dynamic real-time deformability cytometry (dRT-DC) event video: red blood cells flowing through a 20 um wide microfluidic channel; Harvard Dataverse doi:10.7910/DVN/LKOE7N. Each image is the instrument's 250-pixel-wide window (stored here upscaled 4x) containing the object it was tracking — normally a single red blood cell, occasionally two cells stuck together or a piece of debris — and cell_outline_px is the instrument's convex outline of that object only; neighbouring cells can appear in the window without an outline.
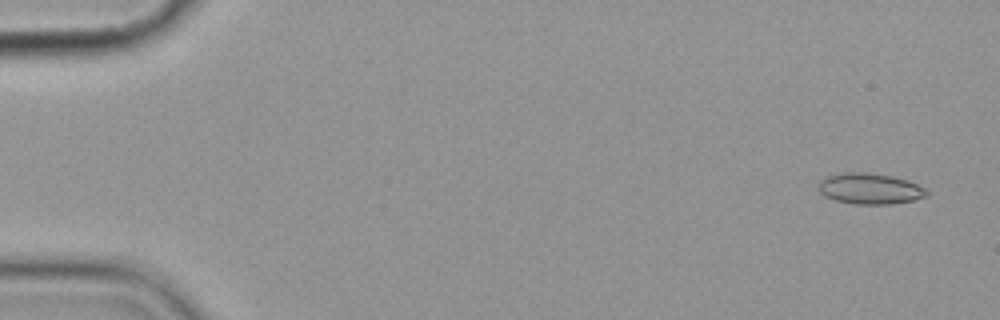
{"species": "common noctule bat (a hibernating species)", "species_latin": "Nyctalus noctula", "temperature_condition": "cold", "stored_images_in_passage": 5, "camera_frame_rate_fps": 3000, "um_per_image_px": 0.085, "animal": {"sex": "female", "body_mass_g": 19.9}, "frame": {"image": 1, "passage_image": 1, "time_ms": 0.0, "image_size_px": [1000, 320], "cell_outline_px": [[928, 196], [912, 200], [888, 204], [856, 204], [836, 200], [824, 196], [820, 192], [816, 184], [820, 180], [828, 176], [844, 172], [864, 172], [892, 176], [908, 180], [924, 188], [928, 192]], "centroid_in_image_um": [73.91, 16.03], "position_along_channel_um": 11.1, "area_um2": 19.42}}
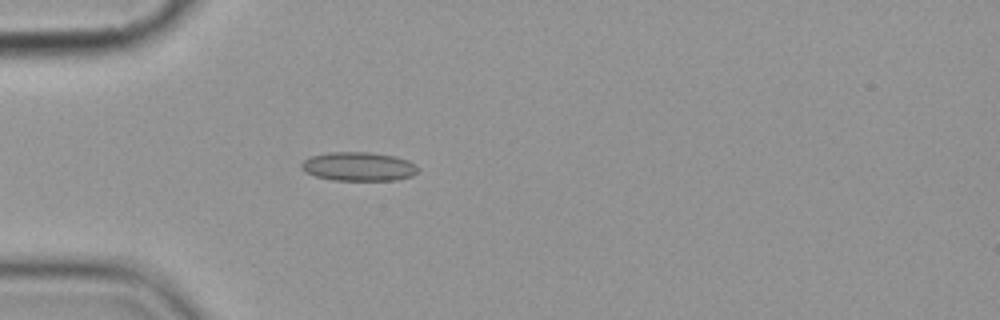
{"frame": {"image": 2, "passage_image": 5, "time_ms": 4.667, "image_size_px": [1000, 320], "cell_outline_px": [[420, 168], [412, 176], [396, 180], [332, 180], [316, 176], [304, 172], [300, 168], [300, 164], [304, 160], [312, 156], [328, 152], [368, 152], [392, 156], [408, 160]], "centroid_in_image_um": [30.45, 14.16], "position_along_channel_um": 54.5, "area_um2": 19.59}}